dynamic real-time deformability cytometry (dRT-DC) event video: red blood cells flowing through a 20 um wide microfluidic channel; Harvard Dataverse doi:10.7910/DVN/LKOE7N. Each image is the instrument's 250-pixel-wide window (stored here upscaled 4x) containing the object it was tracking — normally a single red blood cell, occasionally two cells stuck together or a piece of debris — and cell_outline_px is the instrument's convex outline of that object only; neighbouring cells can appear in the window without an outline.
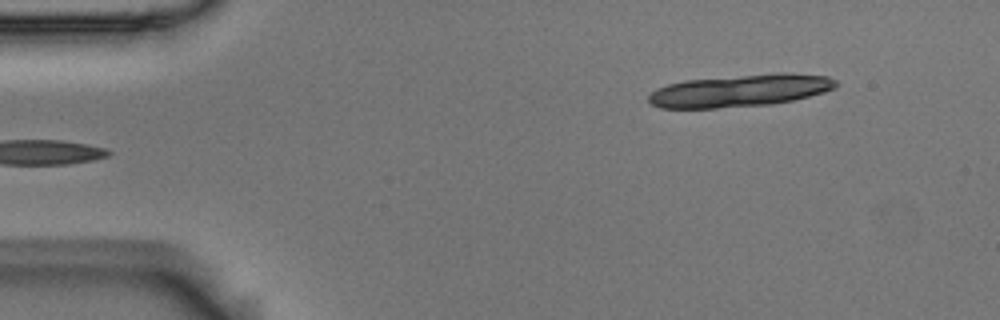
{"species": "Egyptian fruit bat (a non-hibernating species)", "species_latin": "Rousettus aegyptiacus", "temperature_condition": "room temperature", "stored_images_in_passage": 3, "camera_frame_rate_fps": 3000, "um_per_image_px": 0.085, "animal": {"sex": "male"}, "frame": {"image": 1, "passage_image": 1, "time_ms": 0.0, "image_size_px": [1000, 320], "cell_outline_px": [[840, 84], [836, 88], [824, 92], [792, 100], [772, 104], [716, 108], [660, 108], [652, 104], [648, 100], [648, 96], [656, 88], [668, 84], [684, 80], [776, 72], [784, 72], [828, 76], [836, 80]], "centroid_in_image_um": [62.93, 7.69], "position_along_channel_um": 22.1, "area_um2": 35.55}}
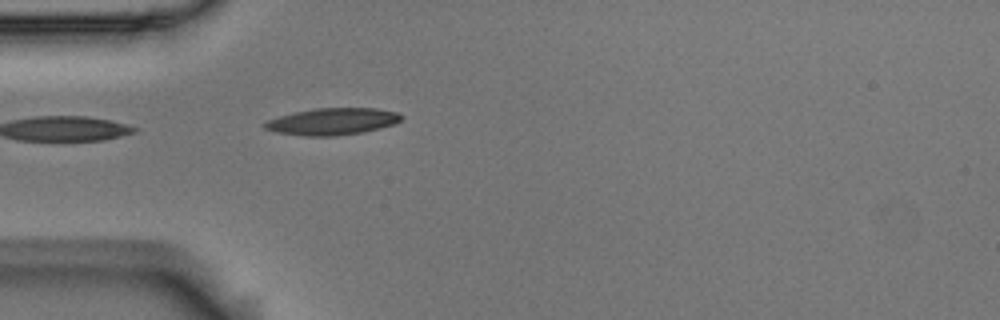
{"frame": {"image": 2, "passage_image": 3, "time_ms": 0.667, "image_size_px": [1000, 320], "cell_outline_px": [[404, 116], [396, 124], [364, 132], [336, 136], [304, 136], [276, 132], [264, 128], [264, 124], [268, 120], [280, 116], [296, 112], [316, 108], [376, 108], [396, 112]], "centroid_in_image_um": [28.29, 10.33], "position_along_channel_um": 56.7, "area_um2": 21.33}}